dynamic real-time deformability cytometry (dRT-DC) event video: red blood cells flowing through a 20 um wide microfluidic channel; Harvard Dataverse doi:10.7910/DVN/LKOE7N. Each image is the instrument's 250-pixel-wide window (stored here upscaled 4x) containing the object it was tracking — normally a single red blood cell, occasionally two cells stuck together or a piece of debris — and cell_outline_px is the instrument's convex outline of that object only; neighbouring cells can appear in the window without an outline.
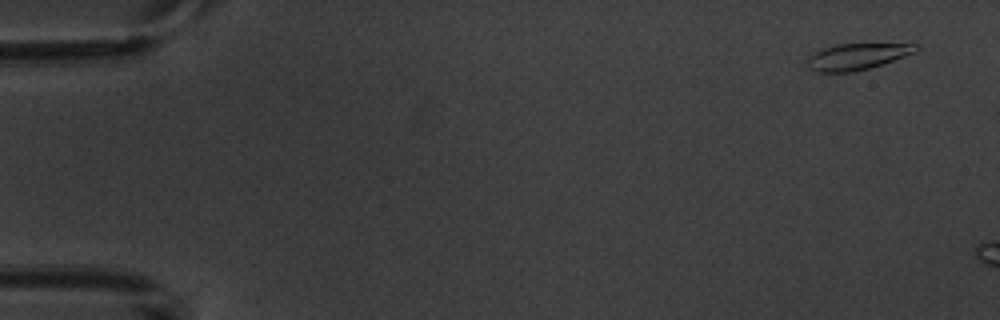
{"species": "common noctule bat (a hibernating species)", "species_latin": "Nyctalus noctula", "temperature_condition": "warm", "stored_images_in_passage": 3, "camera_frame_rate_fps": 3000, "um_per_image_px": 0.085, "animal": {"sex": "male", "body_mass_g": 20.1, "forearm_length_mm": 53.5}, "frame": {"image": 1, "passage_image": 1, "time_ms": 0.0, "image_size_px": [1000, 320], "cell_outline_px": [[920, 48], [916, 52], [868, 68], [852, 72], [816, 72], [808, 68], [808, 56], [812, 52], [836, 44], [920, 44]], "centroid_in_image_um": [72.82, 4.8], "position_along_channel_um": 12.2, "area_um2": 16.53}}